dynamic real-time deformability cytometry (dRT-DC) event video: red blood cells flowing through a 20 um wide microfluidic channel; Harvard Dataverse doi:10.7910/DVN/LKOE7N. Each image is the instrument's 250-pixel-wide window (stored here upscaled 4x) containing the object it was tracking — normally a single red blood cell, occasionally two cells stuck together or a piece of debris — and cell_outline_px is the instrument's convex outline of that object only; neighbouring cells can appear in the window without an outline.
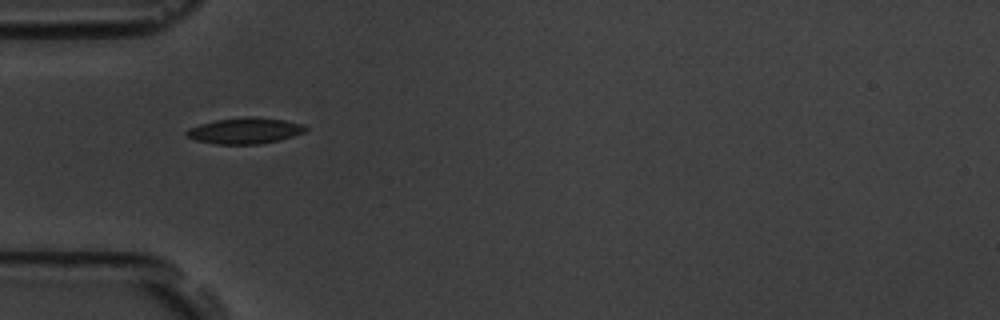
{"species": "common noctule bat (a hibernating species)", "species_latin": "Nyctalus noctula", "temperature_condition": "room temperature", "stored_images_in_passage": 15, "camera_frame_rate_fps": 3000, "um_per_image_px": 0.085, "animal": {"sex": "male", "body_mass_g": 19.5, "forearm_length_mm": 54.6}, "frame": {"image": 1, "passage_image": 5, "time_ms": 5.333, "image_size_px": [1000, 320], "cell_outline_px": [[308, 128], [304, 132], [292, 136], [260, 144], [216, 144], [196, 140], [184, 136], [184, 132], [188, 128], [200, 124], [216, 120], [244, 116], [248, 116], [284, 120], [304, 124]], "centroid_in_image_um": [20.77, 11.1], "position_along_channel_um": 64.2, "area_um2": 18.03}}
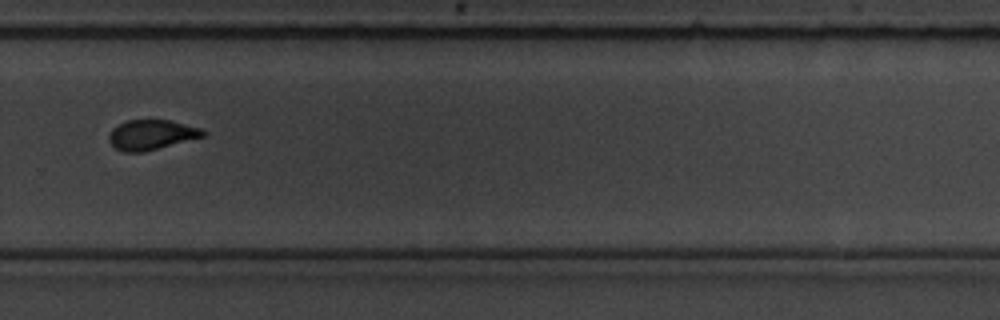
{"frame": {"image": 2, "passage_image": 11, "time_ms": 12.333, "image_size_px": [1000, 320], "cell_outline_px": [[208, 132], [204, 136], [140, 152], [124, 152], [116, 148], [108, 140], [108, 136], [112, 128], [128, 120], [168, 120], [200, 128]], "centroid_in_image_um": [12.84, 11.44], "position_along_channel_um": 317.0, "area_um2": 16.01}}
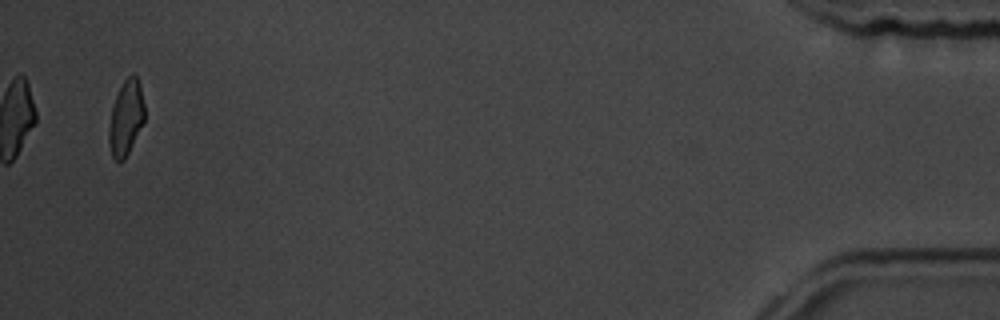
{"frame": {"image": 3, "passage_image": 15, "time_ms": 17.667, "image_size_px": [1000, 320], "cell_outline_px": [[144, 120], [124, 160], [116, 160], [112, 156], [108, 140], [108, 128], [112, 108], [116, 96], [124, 80], [132, 72], [136, 76], [140, 84], [144, 104]], "centroid_in_image_um": [10.7, 9.99], "position_along_channel_um": 424.5, "area_um2": 15.32}, "authors_computed_cell_mechanics": {"area_um2": 17.629, "velocity_mm_per_s": 3.6309, "shape_relaxation_time_tau1_ms": 3.8772, "shape_relaxation_time_tau2_ms": 0.5209, "deformation_change_tau1": 0.0968, "deformation_change_tau2": 0.0305}}